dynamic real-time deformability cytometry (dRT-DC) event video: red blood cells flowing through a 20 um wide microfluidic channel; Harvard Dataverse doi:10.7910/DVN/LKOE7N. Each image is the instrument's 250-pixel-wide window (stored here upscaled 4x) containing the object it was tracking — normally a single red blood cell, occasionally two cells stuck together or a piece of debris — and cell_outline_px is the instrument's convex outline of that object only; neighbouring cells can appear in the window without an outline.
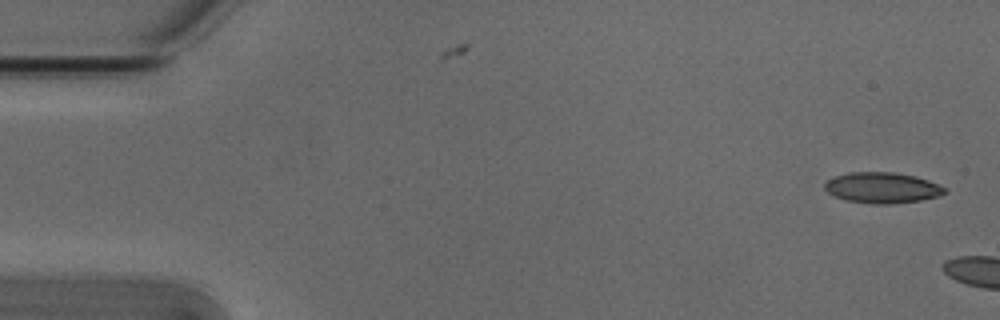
{"species": "Egyptian fruit bat (a non-hibernating species)", "species_latin": "Rousettus aegyptiacus", "temperature_condition": "cold", "stored_images_in_passage": 5, "camera_frame_rate_fps": 3000, "um_per_image_px": 0.085, "animal": {"sex": "male"}, "frame": {"image": 1, "passage_image": 1, "time_ms": 0.0, "image_size_px": [1000, 320], "cell_outline_px": [[948, 192], [940, 196], [920, 200], [888, 204], [872, 204], [844, 200], [828, 192], [824, 188], [824, 184], [828, 180], [836, 176], [848, 172], [892, 172], [916, 176], [928, 180], [944, 188]], "centroid_in_image_um": [74.98, 15.96], "position_along_channel_um": 10.0, "area_um2": 21.44}}